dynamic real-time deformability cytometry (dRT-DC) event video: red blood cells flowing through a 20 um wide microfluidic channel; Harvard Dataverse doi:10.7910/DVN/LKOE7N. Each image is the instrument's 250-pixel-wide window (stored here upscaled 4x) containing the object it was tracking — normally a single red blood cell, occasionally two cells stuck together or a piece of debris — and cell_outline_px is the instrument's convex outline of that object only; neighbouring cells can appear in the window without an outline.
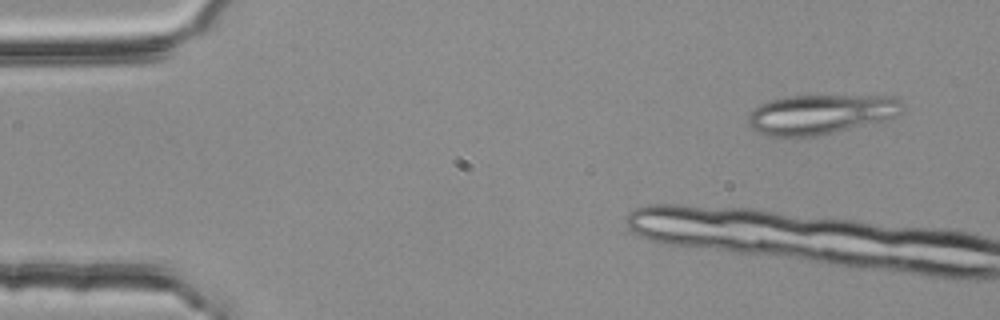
{"species": "common noctule bat (a hibernating species)", "species_latin": "Nyctalus noctula", "temperature_condition": "room temperature", "stored_images_in_passage": 5, "camera_frame_rate_fps": 3000, "um_per_image_px": 0.085, "animal": {"sex": "female", "body_mass_g": 25.1}, "frame": {"image": 1, "passage_image": 1, "time_ms": 0.0, "image_size_px": [1000, 320], "cell_outline_px": [[908, 104], [904, 112], [896, 116], [816, 136], [768, 136], [752, 128], [748, 124], [748, 112], [760, 104], [768, 100], [784, 96], [892, 96]], "centroid_in_image_um": [69.76, 9.69], "position_along_channel_um": 15.2, "area_um2": 35.55}}